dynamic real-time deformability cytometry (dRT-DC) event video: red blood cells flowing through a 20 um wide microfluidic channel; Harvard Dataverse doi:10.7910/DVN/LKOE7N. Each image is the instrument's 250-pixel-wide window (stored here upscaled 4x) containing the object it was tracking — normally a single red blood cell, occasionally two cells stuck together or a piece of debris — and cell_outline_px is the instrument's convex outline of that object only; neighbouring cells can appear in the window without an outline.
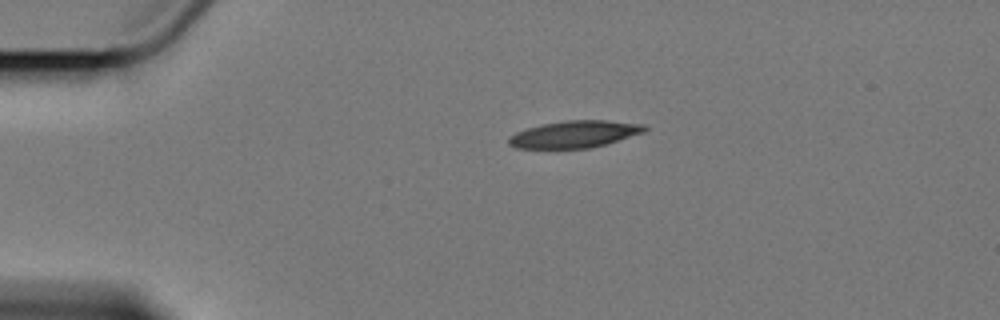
{"species": "Egyptian fruit bat (a non-hibernating species)", "species_latin": "Rousettus aegyptiacus", "temperature_condition": "cold", "stored_images_in_passage": 4, "segment_of_instrument_passage": [1, 2], "camera_frame_rate_fps": 3000, "um_per_image_px": 0.085, "animal": {"sex": "female"}, "frame": {"image": 1, "passage_image": 1, "time_ms": 0.0, "image_size_px": [1000, 320], "cell_outline_px": [[648, 128], [644, 132], [604, 144], [588, 148], [516, 148], [508, 144], [508, 136], [516, 132], [528, 128], [544, 124], [568, 120], [608, 120], [644, 124]], "centroid_in_image_um": [48.83, 11.4], "position_along_channel_um": 36.2, "area_um2": 21.15}}
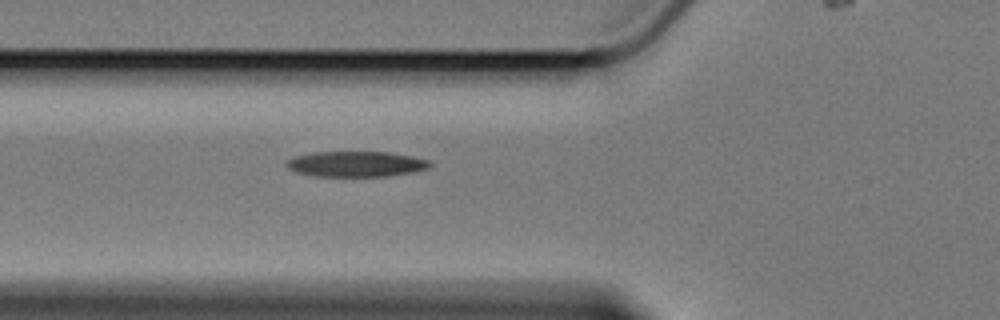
{"frame": {"image": 2, "passage_image": 3, "time_ms": 3.0, "image_size_px": [1000, 320], "cell_outline_px": [[432, 164], [428, 168], [412, 172], [388, 176], [316, 176], [296, 172], [288, 168], [284, 164], [292, 156], [312, 152], [388, 152], [412, 156], [428, 160]], "centroid_in_image_um": [30.23, 13.93], "position_along_channel_um": 95.6, "area_um2": 21.33}}